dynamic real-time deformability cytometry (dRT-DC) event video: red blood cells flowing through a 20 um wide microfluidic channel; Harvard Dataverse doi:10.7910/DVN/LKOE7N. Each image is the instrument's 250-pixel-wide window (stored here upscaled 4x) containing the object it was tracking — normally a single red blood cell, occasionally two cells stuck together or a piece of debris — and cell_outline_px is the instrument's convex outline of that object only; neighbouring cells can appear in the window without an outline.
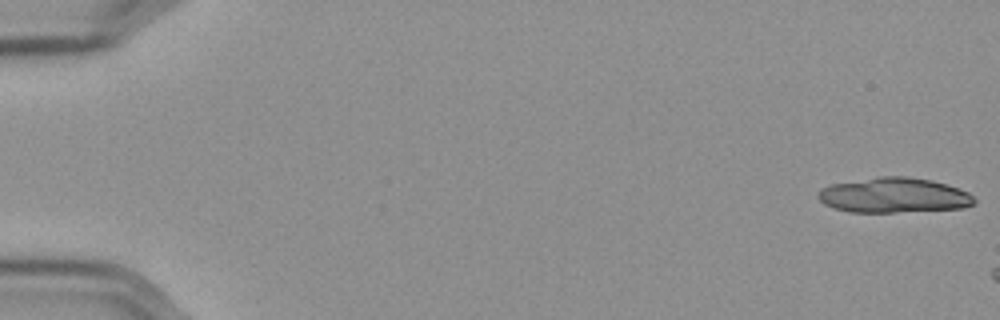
{"species": "Egyptian fruit bat (a non-hibernating species)", "species_latin": "Rousettus aegyptiacus", "temperature_condition": "cold", "stored_images_in_passage": 12, "camera_frame_rate_fps": 3000, "um_per_image_px": 0.085, "frame": {"image": 1, "passage_image": 1, "time_ms": 0.0, "image_size_px": [1000, 320], "cell_outline_px": [[976, 200], [972, 204], [964, 208], [896, 212], [848, 212], [824, 204], [816, 196], [816, 192], [820, 188], [828, 184], [880, 176], [908, 176], [932, 180], [968, 192]], "centroid_in_image_um": [75.91, 16.59], "position_along_channel_um": 9.1, "area_um2": 32.02}}